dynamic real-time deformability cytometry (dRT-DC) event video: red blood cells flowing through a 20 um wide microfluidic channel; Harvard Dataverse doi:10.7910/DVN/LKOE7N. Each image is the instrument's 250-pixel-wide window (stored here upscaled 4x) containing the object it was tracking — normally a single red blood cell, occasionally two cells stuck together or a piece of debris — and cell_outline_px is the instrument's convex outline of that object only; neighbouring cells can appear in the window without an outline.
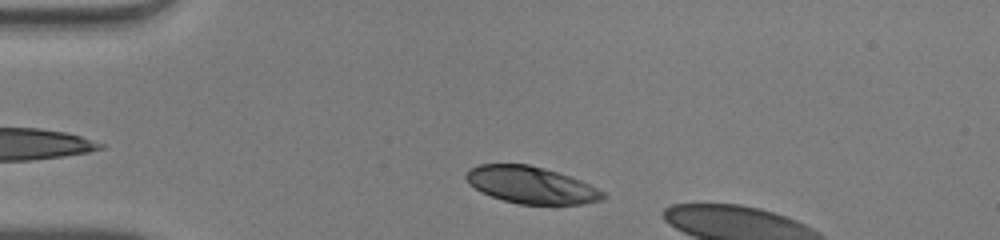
{"species": "human", "species_latin": "Homo sapiens", "temperature_condition": "warm", "stored_images_in_passage": 7, "camera_frame_rate_fps": 3000, "um_per_image_px": 0.085, "donor": {"sex": "male"}, "frame": {"image": 1, "passage_image": 3, "time_ms": 0.667, "image_size_px": [1000, 240], "cell_outline_px": [[608, 196], [600, 200], [580, 204], [520, 204], [504, 200], [492, 196], [476, 188], [464, 176], [472, 168], [480, 164], [528, 164], [544, 168], [580, 180], [604, 192]], "centroid_in_image_um": [45.17, 15.72], "position_along_channel_um": 39.8, "area_um2": 28.84}}